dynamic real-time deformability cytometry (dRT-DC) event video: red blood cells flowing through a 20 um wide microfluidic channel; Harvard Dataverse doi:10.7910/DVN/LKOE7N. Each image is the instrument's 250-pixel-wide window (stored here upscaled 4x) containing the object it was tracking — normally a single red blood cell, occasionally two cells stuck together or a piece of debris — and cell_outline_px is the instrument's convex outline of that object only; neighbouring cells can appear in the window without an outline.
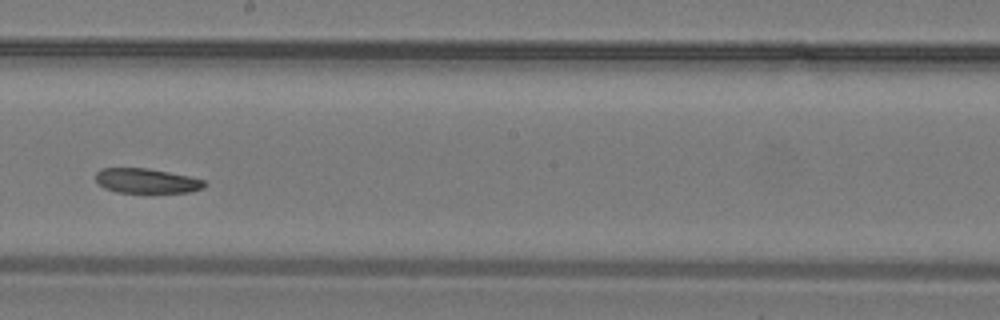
{"species": "common noctule bat (a hibernating species)", "species_latin": "Nyctalus noctula", "temperature_condition": "warm", "stored_images_in_passage": 19, "camera_frame_rate_fps": 3000, "um_per_image_px": 0.085, "animal": {"sex": "male", "body_mass_g": 19.2, "forearm_length_mm": 51.8}, "frame": {"image": 1, "passage_image": 14, "time_ms": 4.333, "image_size_px": [1000, 320], "cell_outline_px": [[208, 184], [204, 188], [188, 192], [116, 192], [104, 188], [96, 180], [96, 172], [100, 168], [148, 168], [188, 176], [204, 180]], "centroid_in_image_um": [12.46, 15.37], "position_along_channel_um": 235.7, "area_um2": 15.61}}
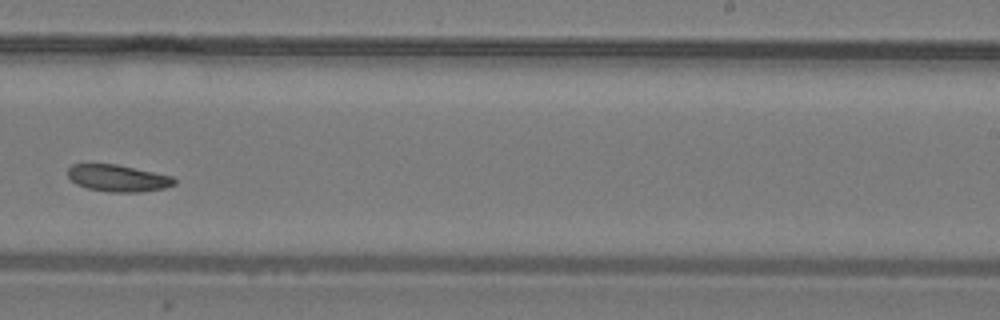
{"frame": {"image": 2, "passage_image": 16, "time_ms": 5.0, "image_size_px": [1000, 320], "cell_outline_px": [[176, 184], [164, 188], [140, 192], [108, 192], [88, 188], [76, 184], [68, 176], [68, 168], [72, 164], [116, 164], [172, 176], [176, 180]], "centroid_in_image_um": [10.03, 15.15], "position_along_channel_um": 279.0, "area_um2": 16.59}}